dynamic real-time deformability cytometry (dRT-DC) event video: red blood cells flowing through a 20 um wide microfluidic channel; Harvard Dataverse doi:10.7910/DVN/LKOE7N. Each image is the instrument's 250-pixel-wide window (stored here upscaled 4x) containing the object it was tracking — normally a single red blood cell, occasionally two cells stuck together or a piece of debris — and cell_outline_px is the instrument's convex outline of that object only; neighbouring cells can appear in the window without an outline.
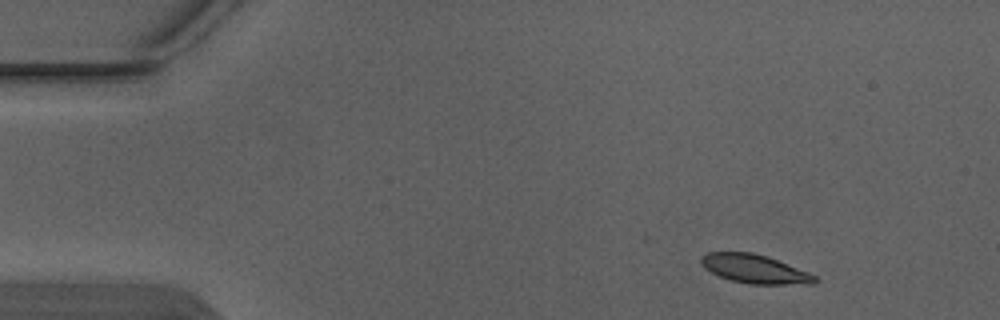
{"species": "Egyptian fruit bat (a non-hibernating species)", "species_latin": "Rousettus aegyptiacus", "temperature_condition": "warm", "stored_images_in_passage": 3, "camera_frame_rate_fps": 3000, "um_per_image_px": 0.085, "animal": {"sex": "male"}, "frame": {"image": 1, "passage_image": 1, "time_ms": 0.0, "image_size_px": [1000, 320], "cell_outline_px": [[820, 280], [816, 284], [748, 284], [732, 280], [720, 276], [704, 268], [700, 260], [700, 256], [708, 252], [752, 252], [768, 256], [808, 272], [816, 276]], "centroid_in_image_um": [64.18, 22.86], "position_along_channel_um": 20.8, "area_um2": 19.13}}
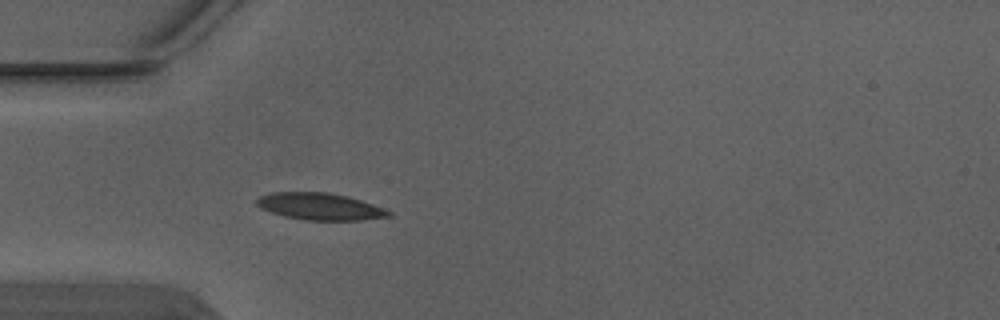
{"frame": {"image": 2, "passage_image": 3, "time_ms": 0.667, "image_size_px": [1000, 320], "cell_outline_px": [[392, 216], [364, 220], [304, 220], [284, 216], [260, 208], [256, 204], [256, 200], [260, 196], [268, 192], [328, 192], [348, 196], [384, 208], [392, 212]], "centroid_in_image_um": [27.2, 17.55], "position_along_channel_um": 57.8, "area_um2": 20.81}}